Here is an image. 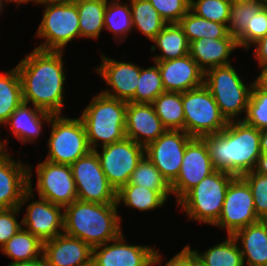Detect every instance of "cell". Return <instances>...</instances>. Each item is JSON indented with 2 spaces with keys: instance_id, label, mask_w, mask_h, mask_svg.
<instances>
[{
  "instance_id": "obj_18",
  "label": "cell",
  "mask_w": 267,
  "mask_h": 266,
  "mask_svg": "<svg viewBox=\"0 0 267 266\" xmlns=\"http://www.w3.org/2000/svg\"><path fill=\"white\" fill-rule=\"evenodd\" d=\"M100 56L102 62L94 70L104 80L105 85L107 84V89L104 88L100 93L111 98L135 103V91L141 66L130 60H115L104 53H101Z\"/></svg>"
},
{
  "instance_id": "obj_14",
  "label": "cell",
  "mask_w": 267,
  "mask_h": 266,
  "mask_svg": "<svg viewBox=\"0 0 267 266\" xmlns=\"http://www.w3.org/2000/svg\"><path fill=\"white\" fill-rule=\"evenodd\" d=\"M259 221L249 185L236 176L226 190L220 217L213 227L223 229L226 235H233L237 230Z\"/></svg>"
},
{
  "instance_id": "obj_19",
  "label": "cell",
  "mask_w": 267,
  "mask_h": 266,
  "mask_svg": "<svg viewBox=\"0 0 267 266\" xmlns=\"http://www.w3.org/2000/svg\"><path fill=\"white\" fill-rule=\"evenodd\" d=\"M167 129L157 116L152 103L127 102L126 138L146 147L160 137Z\"/></svg>"
},
{
  "instance_id": "obj_39",
  "label": "cell",
  "mask_w": 267,
  "mask_h": 266,
  "mask_svg": "<svg viewBox=\"0 0 267 266\" xmlns=\"http://www.w3.org/2000/svg\"><path fill=\"white\" fill-rule=\"evenodd\" d=\"M232 0H190V10L201 18L228 25Z\"/></svg>"
},
{
  "instance_id": "obj_54",
  "label": "cell",
  "mask_w": 267,
  "mask_h": 266,
  "mask_svg": "<svg viewBox=\"0 0 267 266\" xmlns=\"http://www.w3.org/2000/svg\"><path fill=\"white\" fill-rule=\"evenodd\" d=\"M64 1V0H37L38 5L44 2Z\"/></svg>"
},
{
  "instance_id": "obj_25",
  "label": "cell",
  "mask_w": 267,
  "mask_h": 266,
  "mask_svg": "<svg viewBox=\"0 0 267 266\" xmlns=\"http://www.w3.org/2000/svg\"><path fill=\"white\" fill-rule=\"evenodd\" d=\"M240 248L244 266H267V221L260 220L232 235Z\"/></svg>"
},
{
  "instance_id": "obj_29",
  "label": "cell",
  "mask_w": 267,
  "mask_h": 266,
  "mask_svg": "<svg viewBox=\"0 0 267 266\" xmlns=\"http://www.w3.org/2000/svg\"><path fill=\"white\" fill-rule=\"evenodd\" d=\"M79 16L80 39H99L104 31V14L108 0H73Z\"/></svg>"
},
{
  "instance_id": "obj_22",
  "label": "cell",
  "mask_w": 267,
  "mask_h": 266,
  "mask_svg": "<svg viewBox=\"0 0 267 266\" xmlns=\"http://www.w3.org/2000/svg\"><path fill=\"white\" fill-rule=\"evenodd\" d=\"M12 156L0 160V209L19 207L28 190V163Z\"/></svg>"
},
{
  "instance_id": "obj_23",
  "label": "cell",
  "mask_w": 267,
  "mask_h": 266,
  "mask_svg": "<svg viewBox=\"0 0 267 266\" xmlns=\"http://www.w3.org/2000/svg\"><path fill=\"white\" fill-rule=\"evenodd\" d=\"M239 49L237 40L229 34L225 38H201L190 42L189 55L205 73L209 69L226 66L231 63L230 56Z\"/></svg>"
},
{
  "instance_id": "obj_50",
  "label": "cell",
  "mask_w": 267,
  "mask_h": 266,
  "mask_svg": "<svg viewBox=\"0 0 267 266\" xmlns=\"http://www.w3.org/2000/svg\"><path fill=\"white\" fill-rule=\"evenodd\" d=\"M0 127H1V125H0ZM8 141L9 140L7 138L0 139V160L5 158L7 155L10 154V152H8V148H9V146H8L9 142Z\"/></svg>"
},
{
  "instance_id": "obj_34",
  "label": "cell",
  "mask_w": 267,
  "mask_h": 266,
  "mask_svg": "<svg viewBox=\"0 0 267 266\" xmlns=\"http://www.w3.org/2000/svg\"><path fill=\"white\" fill-rule=\"evenodd\" d=\"M152 105L167 130L184 131L182 93L165 91L152 102Z\"/></svg>"
},
{
  "instance_id": "obj_24",
  "label": "cell",
  "mask_w": 267,
  "mask_h": 266,
  "mask_svg": "<svg viewBox=\"0 0 267 266\" xmlns=\"http://www.w3.org/2000/svg\"><path fill=\"white\" fill-rule=\"evenodd\" d=\"M52 116L46 111L23 102L10 115L4 126H9L12 136L23 145L32 144L36 143L39 136H42L44 125L50 123Z\"/></svg>"
},
{
  "instance_id": "obj_1",
  "label": "cell",
  "mask_w": 267,
  "mask_h": 266,
  "mask_svg": "<svg viewBox=\"0 0 267 266\" xmlns=\"http://www.w3.org/2000/svg\"><path fill=\"white\" fill-rule=\"evenodd\" d=\"M64 51L34 48L16 65L22 86L23 102L52 115L63 114L66 72Z\"/></svg>"
},
{
  "instance_id": "obj_44",
  "label": "cell",
  "mask_w": 267,
  "mask_h": 266,
  "mask_svg": "<svg viewBox=\"0 0 267 266\" xmlns=\"http://www.w3.org/2000/svg\"><path fill=\"white\" fill-rule=\"evenodd\" d=\"M19 207L0 209V249L21 228L22 220L18 221Z\"/></svg>"
},
{
  "instance_id": "obj_49",
  "label": "cell",
  "mask_w": 267,
  "mask_h": 266,
  "mask_svg": "<svg viewBox=\"0 0 267 266\" xmlns=\"http://www.w3.org/2000/svg\"><path fill=\"white\" fill-rule=\"evenodd\" d=\"M254 171L262 175H267V154H261Z\"/></svg>"
},
{
  "instance_id": "obj_10",
  "label": "cell",
  "mask_w": 267,
  "mask_h": 266,
  "mask_svg": "<svg viewBox=\"0 0 267 266\" xmlns=\"http://www.w3.org/2000/svg\"><path fill=\"white\" fill-rule=\"evenodd\" d=\"M31 165H28V190L19 204L20 210L22 206L26 207V212L21 219L22 227L45 242L63 233L64 208L40 197H38L39 200L34 199L36 196L32 184L34 174ZM27 202H29L28 205Z\"/></svg>"
},
{
  "instance_id": "obj_26",
  "label": "cell",
  "mask_w": 267,
  "mask_h": 266,
  "mask_svg": "<svg viewBox=\"0 0 267 266\" xmlns=\"http://www.w3.org/2000/svg\"><path fill=\"white\" fill-rule=\"evenodd\" d=\"M151 53L161 52V54L152 55V61H165L181 58L189 54V41L184 34L179 23L166 24L162 31L151 41Z\"/></svg>"
},
{
  "instance_id": "obj_53",
  "label": "cell",
  "mask_w": 267,
  "mask_h": 266,
  "mask_svg": "<svg viewBox=\"0 0 267 266\" xmlns=\"http://www.w3.org/2000/svg\"><path fill=\"white\" fill-rule=\"evenodd\" d=\"M6 4L5 0H0V15H2L4 9L6 8L4 5Z\"/></svg>"
},
{
  "instance_id": "obj_47",
  "label": "cell",
  "mask_w": 267,
  "mask_h": 266,
  "mask_svg": "<svg viewBox=\"0 0 267 266\" xmlns=\"http://www.w3.org/2000/svg\"><path fill=\"white\" fill-rule=\"evenodd\" d=\"M260 72L255 79V84L262 89L263 91L267 92V64H264L259 67Z\"/></svg>"
},
{
  "instance_id": "obj_48",
  "label": "cell",
  "mask_w": 267,
  "mask_h": 266,
  "mask_svg": "<svg viewBox=\"0 0 267 266\" xmlns=\"http://www.w3.org/2000/svg\"><path fill=\"white\" fill-rule=\"evenodd\" d=\"M7 266H47V264H46L44 256H41L39 258L30 260V261L7 264Z\"/></svg>"
},
{
  "instance_id": "obj_12",
  "label": "cell",
  "mask_w": 267,
  "mask_h": 266,
  "mask_svg": "<svg viewBox=\"0 0 267 266\" xmlns=\"http://www.w3.org/2000/svg\"><path fill=\"white\" fill-rule=\"evenodd\" d=\"M160 249L128 243L122 232L116 239L92 248V266H161Z\"/></svg>"
},
{
  "instance_id": "obj_40",
  "label": "cell",
  "mask_w": 267,
  "mask_h": 266,
  "mask_svg": "<svg viewBox=\"0 0 267 266\" xmlns=\"http://www.w3.org/2000/svg\"><path fill=\"white\" fill-rule=\"evenodd\" d=\"M258 130H267V92L253 85L246 114L242 120Z\"/></svg>"
},
{
  "instance_id": "obj_37",
  "label": "cell",
  "mask_w": 267,
  "mask_h": 266,
  "mask_svg": "<svg viewBox=\"0 0 267 266\" xmlns=\"http://www.w3.org/2000/svg\"><path fill=\"white\" fill-rule=\"evenodd\" d=\"M165 92L158 65L153 61L150 67H141L135 91V103H152L161 93Z\"/></svg>"
},
{
  "instance_id": "obj_15",
  "label": "cell",
  "mask_w": 267,
  "mask_h": 266,
  "mask_svg": "<svg viewBox=\"0 0 267 266\" xmlns=\"http://www.w3.org/2000/svg\"><path fill=\"white\" fill-rule=\"evenodd\" d=\"M36 166L38 197L63 208L78 199L70 165L42 160Z\"/></svg>"
},
{
  "instance_id": "obj_46",
  "label": "cell",
  "mask_w": 267,
  "mask_h": 266,
  "mask_svg": "<svg viewBox=\"0 0 267 266\" xmlns=\"http://www.w3.org/2000/svg\"><path fill=\"white\" fill-rule=\"evenodd\" d=\"M251 47H254L253 58L257 60L258 68L264 64H267V35L264 38L258 40Z\"/></svg>"
},
{
  "instance_id": "obj_2",
  "label": "cell",
  "mask_w": 267,
  "mask_h": 266,
  "mask_svg": "<svg viewBox=\"0 0 267 266\" xmlns=\"http://www.w3.org/2000/svg\"><path fill=\"white\" fill-rule=\"evenodd\" d=\"M261 130L243 121H230L219 133L204 136L212 164L235 176L255 169L260 150Z\"/></svg>"
},
{
  "instance_id": "obj_38",
  "label": "cell",
  "mask_w": 267,
  "mask_h": 266,
  "mask_svg": "<svg viewBox=\"0 0 267 266\" xmlns=\"http://www.w3.org/2000/svg\"><path fill=\"white\" fill-rule=\"evenodd\" d=\"M128 183L155 191H171V185L145 155L131 174Z\"/></svg>"
},
{
  "instance_id": "obj_6",
  "label": "cell",
  "mask_w": 267,
  "mask_h": 266,
  "mask_svg": "<svg viewBox=\"0 0 267 266\" xmlns=\"http://www.w3.org/2000/svg\"><path fill=\"white\" fill-rule=\"evenodd\" d=\"M236 176L223 170H215L189 190L177 203L186 218L214 226L221 214L226 190Z\"/></svg>"
},
{
  "instance_id": "obj_5",
  "label": "cell",
  "mask_w": 267,
  "mask_h": 266,
  "mask_svg": "<svg viewBox=\"0 0 267 266\" xmlns=\"http://www.w3.org/2000/svg\"><path fill=\"white\" fill-rule=\"evenodd\" d=\"M236 69L229 64L209 69L204 73V85L210 91L227 122L243 120L251 90L255 84V79L249 84L246 83L242 74H239Z\"/></svg>"
},
{
  "instance_id": "obj_51",
  "label": "cell",
  "mask_w": 267,
  "mask_h": 266,
  "mask_svg": "<svg viewBox=\"0 0 267 266\" xmlns=\"http://www.w3.org/2000/svg\"><path fill=\"white\" fill-rule=\"evenodd\" d=\"M260 150L262 154H267V130L261 131Z\"/></svg>"
},
{
  "instance_id": "obj_9",
  "label": "cell",
  "mask_w": 267,
  "mask_h": 266,
  "mask_svg": "<svg viewBox=\"0 0 267 266\" xmlns=\"http://www.w3.org/2000/svg\"><path fill=\"white\" fill-rule=\"evenodd\" d=\"M184 131L202 138L221 132L227 125L208 88L203 84L182 93Z\"/></svg>"
},
{
  "instance_id": "obj_21",
  "label": "cell",
  "mask_w": 267,
  "mask_h": 266,
  "mask_svg": "<svg viewBox=\"0 0 267 266\" xmlns=\"http://www.w3.org/2000/svg\"><path fill=\"white\" fill-rule=\"evenodd\" d=\"M43 256L47 266H92V248L65 233L43 242Z\"/></svg>"
},
{
  "instance_id": "obj_32",
  "label": "cell",
  "mask_w": 267,
  "mask_h": 266,
  "mask_svg": "<svg viewBox=\"0 0 267 266\" xmlns=\"http://www.w3.org/2000/svg\"><path fill=\"white\" fill-rule=\"evenodd\" d=\"M132 15L133 30L137 29L152 41L167 24L149 0H128Z\"/></svg>"
},
{
  "instance_id": "obj_20",
  "label": "cell",
  "mask_w": 267,
  "mask_h": 266,
  "mask_svg": "<svg viewBox=\"0 0 267 266\" xmlns=\"http://www.w3.org/2000/svg\"><path fill=\"white\" fill-rule=\"evenodd\" d=\"M154 62L158 65L166 92L183 93L204 84V72L189 54L173 60Z\"/></svg>"
},
{
  "instance_id": "obj_30",
  "label": "cell",
  "mask_w": 267,
  "mask_h": 266,
  "mask_svg": "<svg viewBox=\"0 0 267 266\" xmlns=\"http://www.w3.org/2000/svg\"><path fill=\"white\" fill-rule=\"evenodd\" d=\"M104 30L113 35L117 45L124 43L129 34L133 32L132 15L129 1L108 0L104 14Z\"/></svg>"
},
{
  "instance_id": "obj_31",
  "label": "cell",
  "mask_w": 267,
  "mask_h": 266,
  "mask_svg": "<svg viewBox=\"0 0 267 266\" xmlns=\"http://www.w3.org/2000/svg\"><path fill=\"white\" fill-rule=\"evenodd\" d=\"M0 251L12 259L8 264L30 261L43 256V242L22 227Z\"/></svg>"
},
{
  "instance_id": "obj_8",
  "label": "cell",
  "mask_w": 267,
  "mask_h": 266,
  "mask_svg": "<svg viewBox=\"0 0 267 266\" xmlns=\"http://www.w3.org/2000/svg\"><path fill=\"white\" fill-rule=\"evenodd\" d=\"M48 127L51 131L47 142L48 155L45 160L71 165L91 150L86 129L80 117L53 115Z\"/></svg>"
},
{
  "instance_id": "obj_41",
  "label": "cell",
  "mask_w": 267,
  "mask_h": 266,
  "mask_svg": "<svg viewBox=\"0 0 267 266\" xmlns=\"http://www.w3.org/2000/svg\"><path fill=\"white\" fill-rule=\"evenodd\" d=\"M248 185L254 199L256 215L260 220L267 219V175L254 170L240 176Z\"/></svg>"
},
{
  "instance_id": "obj_43",
  "label": "cell",
  "mask_w": 267,
  "mask_h": 266,
  "mask_svg": "<svg viewBox=\"0 0 267 266\" xmlns=\"http://www.w3.org/2000/svg\"><path fill=\"white\" fill-rule=\"evenodd\" d=\"M167 23H178L190 10V0H149Z\"/></svg>"
},
{
  "instance_id": "obj_7",
  "label": "cell",
  "mask_w": 267,
  "mask_h": 266,
  "mask_svg": "<svg viewBox=\"0 0 267 266\" xmlns=\"http://www.w3.org/2000/svg\"><path fill=\"white\" fill-rule=\"evenodd\" d=\"M44 12L36 38L43 39L37 47L44 51H65L76 38L80 39L79 16L73 0L44 2Z\"/></svg>"
},
{
  "instance_id": "obj_33",
  "label": "cell",
  "mask_w": 267,
  "mask_h": 266,
  "mask_svg": "<svg viewBox=\"0 0 267 266\" xmlns=\"http://www.w3.org/2000/svg\"><path fill=\"white\" fill-rule=\"evenodd\" d=\"M23 103L22 86L16 66L0 73V125Z\"/></svg>"
},
{
  "instance_id": "obj_35",
  "label": "cell",
  "mask_w": 267,
  "mask_h": 266,
  "mask_svg": "<svg viewBox=\"0 0 267 266\" xmlns=\"http://www.w3.org/2000/svg\"><path fill=\"white\" fill-rule=\"evenodd\" d=\"M178 23L187 36L189 43L206 37L212 39L225 38L230 34L227 25L201 18L191 10Z\"/></svg>"
},
{
  "instance_id": "obj_4",
  "label": "cell",
  "mask_w": 267,
  "mask_h": 266,
  "mask_svg": "<svg viewBox=\"0 0 267 266\" xmlns=\"http://www.w3.org/2000/svg\"><path fill=\"white\" fill-rule=\"evenodd\" d=\"M127 102L97 93L83 108L79 117L86 129L91 150L122 141L126 138Z\"/></svg>"
},
{
  "instance_id": "obj_13",
  "label": "cell",
  "mask_w": 267,
  "mask_h": 266,
  "mask_svg": "<svg viewBox=\"0 0 267 266\" xmlns=\"http://www.w3.org/2000/svg\"><path fill=\"white\" fill-rule=\"evenodd\" d=\"M94 151L107 180L116 192L129 182L131 174L145 155V147L128 138Z\"/></svg>"
},
{
  "instance_id": "obj_3",
  "label": "cell",
  "mask_w": 267,
  "mask_h": 266,
  "mask_svg": "<svg viewBox=\"0 0 267 266\" xmlns=\"http://www.w3.org/2000/svg\"><path fill=\"white\" fill-rule=\"evenodd\" d=\"M117 204L75 200L64 207L63 233L79 238L91 248L116 239L122 231Z\"/></svg>"
},
{
  "instance_id": "obj_11",
  "label": "cell",
  "mask_w": 267,
  "mask_h": 266,
  "mask_svg": "<svg viewBox=\"0 0 267 266\" xmlns=\"http://www.w3.org/2000/svg\"><path fill=\"white\" fill-rule=\"evenodd\" d=\"M78 200L117 204V192L107 180L94 150L70 165Z\"/></svg>"
},
{
  "instance_id": "obj_42",
  "label": "cell",
  "mask_w": 267,
  "mask_h": 266,
  "mask_svg": "<svg viewBox=\"0 0 267 266\" xmlns=\"http://www.w3.org/2000/svg\"><path fill=\"white\" fill-rule=\"evenodd\" d=\"M267 35V7L264 6L249 21L245 30L236 38L239 49L251 50V46Z\"/></svg>"
},
{
  "instance_id": "obj_36",
  "label": "cell",
  "mask_w": 267,
  "mask_h": 266,
  "mask_svg": "<svg viewBox=\"0 0 267 266\" xmlns=\"http://www.w3.org/2000/svg\"><path fill=\"white\" fill-rule=\"evenodd\" d=\"M263 0H232L229 22L227 29L232 36L237 38L246 28L252 17L256 15L263 7Z\"/></svg>"
},
{
  "instance_id": "obj_45",
  "label": "cell",
  "mask_w": 267,
  "mask_h": 266,
  "mask_svg": "<svg viewBox=\"0 0 267 266\" xmlns=\"http://www.w3.org/2000/svg\"><path fill=\"white\" fill-rule=\"evenodd\" d=\"M164 266H200L197 255L192 247L187 244L176 253Z\"/></svg>"
},
{
  "instance_id": "obj_17",
  "label": "cell",
  "mask_w": 267,
  "mask_h": 266,
  "mask_svg": "<svg viewBox=\"0 0 267 266\" xmlns=\"http://www.w3.org/2000/svg\"><path fill=\"white\" fill-rule=\"evenodd\" d=\"M215 170L204 138L193 137L187 143L178 177L171 184L174 203Z\"/></svg>"
},
{
  "instance_id": "obj_28",
  "label": "cell",
  "mask_w": 267,
  "mask_h": 266,
  "mask_svg": "<svg viewBox=\"0 0 267 266\" xmlns=\"http://www.w3.org/2000/svg\"><path fill=\"white\" fill-rule=\"evenodd\" d=\"M200 266H244L243 257L236 239L227 235L224 241L210 246L203 252L192 249Z\"/></svg>"
},
{
  "instance_id": "obj_52",
  "label": "cell",
  "mask_w": 267,
  "mask_h": 266,
  "mask_svg": "<svg viewBox=\"0 0 267 266\" xmlns=\"http://www.w3.org/2000/svg\"><path fill=\"white\" fill-rule=\"evenodd\" d=\"M6 1V4L8 5L11 4V3H14V5L16 4V7L19 8V6H21V4H28L30 2H33L34 5H38L37 3V0H5Z\"/></svg>"
},
{
  "instance_id": "obj_16",
  "label": "cell",
  "mask_w": 267,
  "mask_h": 266,
  "mask_svg": "<svg viewBox=\"0 0 267 266\" xmlns=\"http://www.w3.org/2000/svg\"><path fill=\"white\" fill-rule=\"evenodd\" d=\"M192 138L182 130H166L145 147V156L170 185L178 177L187 143Z\"/></svg>"
},
{
  "instance_id": "obj_27",
  "label": "cell",
  "mask_w": 267,
  "mask_h": 266,
  "mask_svg": "<svg viewBox=\"0 0 267 266\" xmlns=\"http://www.w3.org/2000/svg\"><path fill=\"white\" fill-rule=\"evenodd\" d=\"M171 191H155L149 188L141 187L127 183L117 192V206L121 204L126 208L137 209L142 212L153 211L164 207L169 200Z\"/></svg>"
},
{
  "instance_id": "obj_55",
  "label": "cell",
  "mask_w": 267,
  "mask_h": 266,
  "mask_svg": "<svg viewBox=\"0 0 267 266\" xmlns=\"http://www.w3.org/2000/svg\"><path fill=\"white\" fill-rule=\"evenodd\" d=\"M264 1V5L267 7V0H263Z\"/></svg>"
}]
</instances>
